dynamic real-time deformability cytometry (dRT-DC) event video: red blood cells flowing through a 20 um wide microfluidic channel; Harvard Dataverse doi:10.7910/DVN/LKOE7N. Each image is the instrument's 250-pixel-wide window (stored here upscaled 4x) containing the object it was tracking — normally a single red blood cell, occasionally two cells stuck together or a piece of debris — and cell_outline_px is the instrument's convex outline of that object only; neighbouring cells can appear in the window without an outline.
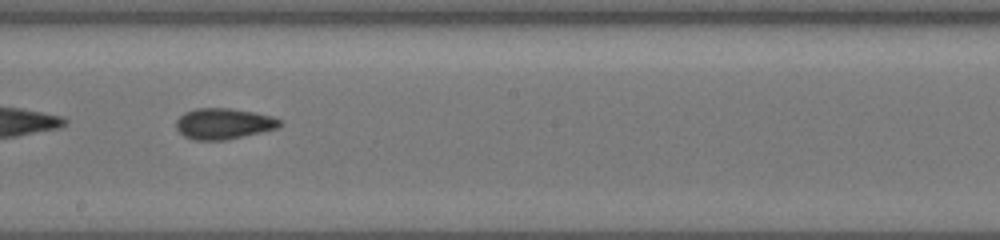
{"species": "common noctule bat (a hibernating species)", "species_latin": "Nyctalus noctula", "temperature_condition": "cold", "stored_images_in_passage": 16, "camera_frame_rate_fps": 3000, "um_per_image_px": 0.085, "animal": {"sex": "female", "body_mass_g": 19.5, "forearm_length_mm": 54.1}, "frame": {"image": 1, "passage_image": 7, "time_ms": 4.0, "image_size_px": [1000, 240], "cell_outline_px": [[284, 120], [276, 128], [260, 132], [224, 140], [192, 140], [184, 136], [176, 128], [176, 120], [184, 112], [196, 108], [228, 108], [252, 112], [272, 116]], "centroid_in_image_um": [18.97, 10.51], "position_along_channel_um": 229.2, "area_um2": 18.55}, "authors_computed_cell_mechanics": {"area_um2": 17.8891, "velocity_mm_per_s": 3.8539, "shape_relaxation_time_tau1_ms": 2.4255, "shape_relaxation_time_tau2_ms": 1.8934, "deformation_change_tau1": 0.1178, "deformation_change_tau2": 0.0815}}